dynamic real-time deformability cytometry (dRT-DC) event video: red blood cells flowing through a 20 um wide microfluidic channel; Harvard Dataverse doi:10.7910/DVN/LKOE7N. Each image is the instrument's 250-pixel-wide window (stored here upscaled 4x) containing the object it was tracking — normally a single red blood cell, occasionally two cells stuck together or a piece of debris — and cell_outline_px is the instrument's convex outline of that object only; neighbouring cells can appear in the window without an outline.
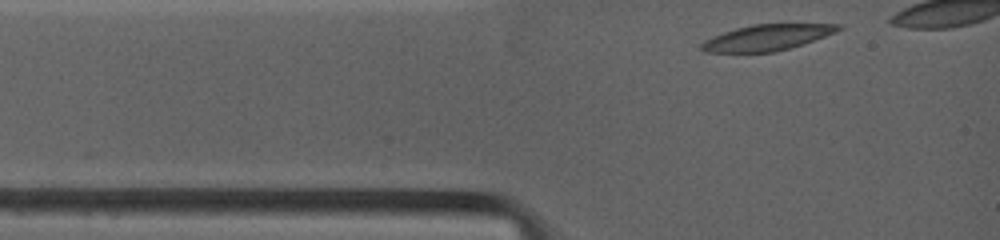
{"species": "common noctule bat (a hibernating species)", "species_latin": "Nyctalus noctula", "temperature_condition": "warm", "stored_images_in_passage": 28, "camera_frame_rate_fps": 4500, "um_per_image_px": 0.085, "animal": {"sex": "female", "body_mass_g": 19.0, "forearm_length_mm": 53.3}, "frame": {"image": 1, "passage_image": 1, "time_ms": 0.0, "image_size_px": [1000, 240], "cell_outline_px": [[844, 28], [836, 32], [776, 52], [704, 52], [700, 48], [700, 44], [704, 40], [712, 36], [736, 28], [752, 24], [844, 24]], "centroid_in_image_um": [65.17, 3.18], "position_along_channel_um": 19.8, "area_um2": 20.52}}
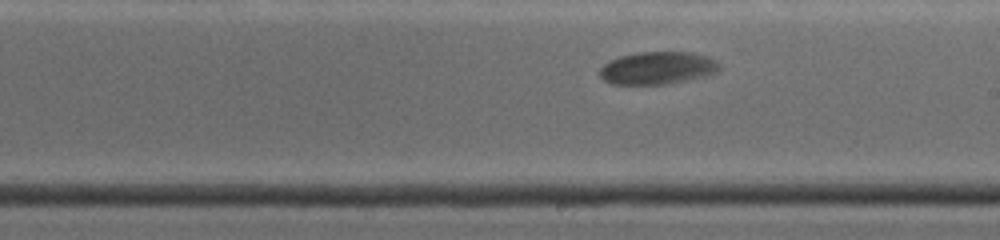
{"frame": {"image": 2, "passage_image": 18, "time_ms": 6.222, "image_size_px": [1000, 240], "cell_outline_px": [[720, 68], [716, 72], [704, 76], [664, 84], [612, 84], [604, 80], [596, 72], [608, 60], [620, 56], [640, 52], [692, 52], [708, 56], [716, 60], [720, 64]], "centroid_in_image_um": [55.86, 5.77], "position_along_channel_um": 233.1, "area_um2": 22.77}}
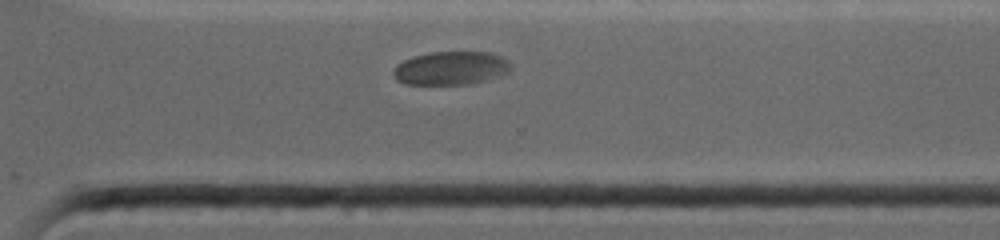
{"frame": {"image": 3, "passage_image": 27, "time_ms": 8.889, "image_size_px": [1000, 240], "cell_outline_px": [[512, 68], [508, 72], [500, 76], [468, 84], [404, 84], [396, 80], [392, 76], [392, 68], [396, 64], [412, 56], [428, 52], [492, 52], [508, 60], [512, 64]], "centroid_in_image_um": [38.29, 5.78], "position_along_channel_um": 332.3, "area_um2": 23.24}}